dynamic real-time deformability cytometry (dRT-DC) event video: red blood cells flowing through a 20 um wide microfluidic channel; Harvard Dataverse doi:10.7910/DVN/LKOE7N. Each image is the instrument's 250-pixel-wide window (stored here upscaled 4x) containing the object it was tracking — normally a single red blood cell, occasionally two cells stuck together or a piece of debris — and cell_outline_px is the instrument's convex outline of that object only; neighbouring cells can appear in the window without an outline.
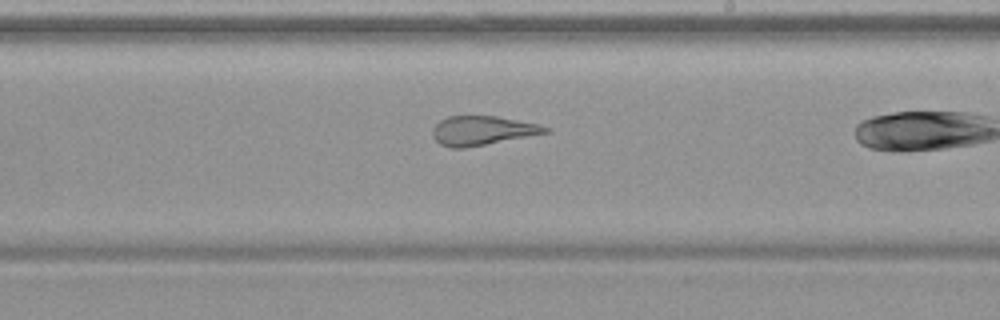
{"species": "common noctule bat (a hibernating species)", "species_latin": "Nyctalus noctula", "temperature_condition": "warm", "stored_images_in_passage": 40, "segment_of_instrument_passage": [1, 2], "camera_frame_rate_fps": 3000, "um_per_image_px": 0.085, "animal": {"sex": "female", "body_mass_g": 19.9}, "frame": {"image": 1, "passage_image": 29, "time_ms": 9.333, "image_size_px": [1000, 320], "cell_outline_px": [[552, 132], [464, 148], [452, 148], [440, 144], [432, 136], [432, 128], [440, 120], [448, 116], [496, 116], [540, 124], [552, 128]], "centroid_in_image_um": [41.03, 11.09], "position_along_channel_um": 248.0, "area_um2": 19.31}}